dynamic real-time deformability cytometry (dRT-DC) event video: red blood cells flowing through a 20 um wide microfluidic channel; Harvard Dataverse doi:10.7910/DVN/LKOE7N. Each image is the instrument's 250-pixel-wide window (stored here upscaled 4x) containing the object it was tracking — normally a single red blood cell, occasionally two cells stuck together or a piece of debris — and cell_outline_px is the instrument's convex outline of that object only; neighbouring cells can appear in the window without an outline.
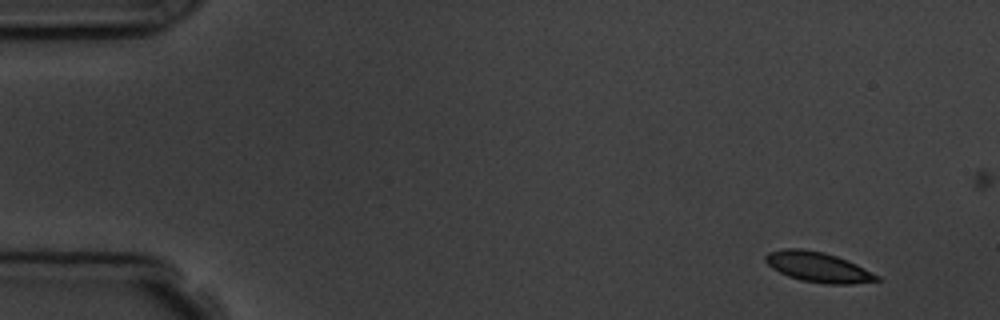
{"species": "common noctule bat (a hibernating species)", "species_latin": "Nyctalus noctula", "temperature_condition": "room temperature", "stored_images_in_passage": 5, "camera_frame_rate_fps": 3000, "um_per_image_px": 0.085, "animal": {"sex": "male", "body_mass_g": 19.5, "forearm_length_mm": 54.6}, "frame": {"image": 1, "passage_image": 1, "time_ms": 0.0, "image_size_px": [1000, 320], "cell_outline_px": [[880, 280], [852, 284], [828, 284], [800, 280], [788, 276], [772, 268], [764, 260], [764, 256], [768, 252], [784, 248], [800, 248], [824, 252], [848, 260], [880, 276]], "centroid_in_image_um": [69.52, 22.69], "position_along_channel_um": 15.5, "area_um2": 19.54}}